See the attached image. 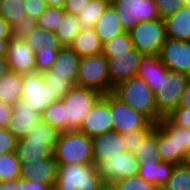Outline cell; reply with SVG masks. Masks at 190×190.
<instances>
[{
	"mask_svg": "<svg viewBox=\"0 0 190 190\" xmlns=\"http://www.w3.org/2000/svg\"><path fill=\"white\" fill-rule=\"evenodd\" d=\"M17 139L8 128L0 127V155L15 151Z\"/></svg>",
	"mask_w": 190,
	"mask_h": 190,
	"instance_id": "46",
	"label": "cell"
},
{
	"mask_svg": "<svg viewBox=\"0 0 190 190\" xmlns=\"http://www.w3.org/2000/svg\"><path fill=\"white\" fill-rule=\"evenodd\" d=\"M16 190H53L48 184L30 181L20 177L15 180Z\"/></svg>",
	"mask_w": 190,
	"mask_h": 190,
	"instance_id": "48",
	"label": "cell"
},
{
	"mask_svg": "<svg viewBox=\"0 0 190 190\" xmlns=\"http://www.w3.org/2000/svg\"><path fill=\"white\" fill-rule=\"evenodd\" d=\"M143 55L133 47L128 53L116 54L113 58H107L111 85L114 87L123 80L135 77Z\"/></svg>",
	"mask_w": 190,
	"mask_h": 190,
	"instance_id": "15",
	"label": "cell"
},
{
	"mask_svg": "<svg viewBox=\"0 0 190 190\" xmlns=\"http://www.w3.org/2000/svg\"><path fill=\"white\" fill-rule=\"evenodd\" d=\"M93 142V158L97 164L104 157L118 156L124 153L125 142L123 136L118 131L110 130L102 134L92 137Z\"/></svg>",
	"mask_w": 190,
	"mask_h": 190,
	"instance_id": "19",
	"label": "cell"
},
{
	"mask_svg": "<svg viewBox=\"0 0 190 190\" xmlns=\"http://www.w3.org/2000/svg\"><path fill=\"white\" fill-rule=\"evenodd\" d=\"M133 48L129 32H123L115 38L105 41L102 45V54L105 58H113L116 54L128 53Z\"/></svg>",
	"mask_w": 190,
	"mask_h": 190,
	"instance_id": "35",
	"label": "cell"
},
{
	"mask_svg": "<svg viewBox=\"0 0 190 190\" xmlns=\"http://www.w3.org/2000/svg\"><path fill=\"white\" fill-rule=\"evenodd\" d=\"M102 178L96 164H58L53 190H98Z\"/></svg>",
	"mask_w": 190,
	"mask_h": 190,
	"instance_id": "3",
	"label": "cell"
},
{
	"mask_svg": "<svg viewBox=\"0 0 190 190\" xmlns=\"http://www.w3.org/2000/svg\"><path fill=\"white\" fill-rule=\"evenodd\" d=\"M59 25L54 33L62 47H70L74 38L82 30L79 18L76 15L65 13Z\"/></svg>",
	"mask_w": 190,
	"mask_h": 190,
	"instance_id": "29",
	"label": "cell"
},
{
	"mask_svg": "<svg viewBox=\"0 0 190 190\" xmlns=\"http://www.w3.org/2000/svg\"><path fill=\"white\" fill-rule=\"evenodd\" d=\"M152 129H140L137 131H129L127 133L122 134L123 140L125 142V149L129 152L134 153L137 150L138 145L144 137L151 131Z\"/></svg>",
	"mask_w": 190,
	"mask_h": 190,
	"instance_id": "44",
	"label": "cell"
},
{
	"mask_svg": "<svg viewBox=\"0 0 190 190\" xmlns=\"http://www.w3.org/2000/svg\"><path fill=\"white\" fill-rule=\"evenodd\" d=\"M184 6L190 8V0H185Z\"/></svg>",
	"mask_w": 190,
	"mask_h": 190,
	"instance_id": "60",
	"label": "cell"
},
{
	"mask_svg": "<svg viewBox=\"0 0 190 190\" xmlns=\"http://www.w3.org/2000/svg\"><path fill=\"white\" fill-rule=\"evenodd\" d=\"M133 47L144 55H159L166 41V29L161 18L139 22L130 32Z\"/></svg>",
	"mask_w": 190,
	"mask_h": 190,
	"instance_id": "8",
	"label": "cell"
},
{
	"mask_svg": "<svg viewBox=\"0 0 190 190\" xmlns=\"http://www.w3.org/2000/svg\"><path fill=\"white\" fill-rule=\"evenodd\" d=\"M161 190H190V161L175 165L167 184Z\"/></svg>",
	"mask_w": 190,
	"mask_h": 190,
	"instance_id": "34",
	"label": "cell"
},
{
	"mask_svg": "<svg viewBox=\"0 0 190 190\" xmlns=\"http://www.w3.org/2000/svg\"><path fill=\"white\" fill-rule=\"evenodd\" d=\"M64 8L61 7H47L43 14L36 20L37 27L55 32L59 28V23L65 14Z\"/></svg>",
	"mask_w": 190,
	"mask_h": 190,
	"instance_id": "38",
	"label": "cell"
},
{
	"mask_svg": "<svg viewBox=\"0 0 190 190\" xmlns=\"http://www.w3.org/2000/svg\"><path fill=\"white\" fill-rule=\"evenodd\" d=\"M163 20L168 38L190 41V8L182 6L176 13Z\"/></svg>",
	"mask_w": 190,
	"mask_h": 190,
	"instance_id": "23",
	"label": "cell"
},
{
	"mask_svg": "<svg viewBox=\"0 0 190 190\" xmlns=\"http://www.w3.org/2000/svg\"><path fill=\"white\" fill-rule=\"evenodd\" d=\"M110 3L105 0H90L89 5L77 16L81 29H92Z\"/></svg>",
	"mask_w": 190,
	"mask_h": 190,
	"instance_id": "31",
	"label": "cell"
},
{
	"mask_svg": "<svg viewBox=\"0 0 190 190\" xmlns=\"http://www.w3.org/2000/svg\"><path fill=\"white\" fill-rule=\"evenodd\" d=\"M39 120H41V115L37 113L30 103H26L23 98H20L13 105L12 115L7 128L19 140L24 138Z\"/></svg>",
	"mask_w": 190,
	"mask_h": 190,
	"instance_id": "17",
	"label": "cell"
},
{
	"mask_svg": "<svg viewBox=\"0 0 190 190\" xmlns=\"http://www.w3.org/2000/svg\"><path fill=\"white\" fill-rule=\"evenodd\" d=\"M157 6V11L161 19H165L176 13L182 6L185 0H154Z\"/></svg>",
	"mask_w": 190,
	"mask_h": 190,
	"instance_id": "43",
	"label": "cell"
},
{
	"mask_svg": "<svg viewBox=\"0 0 190 190\" xmlns=\"http://www.w3.org/2000/svg\"><path fill=\"white\" fill-rule=\"evenodd\" d=\"M9 40H0V57H6Z\"/></svg>",
	"mask_w": 190,
	"mask_h": 190,
	"instance_id": "58",
	"label": "cell"
},
{
	"mask_svg": "<svg viewBox=\"0 0 190 190\" xmlns=\"http://www.w3.org/2000/svg\"><path fill=\"white\" fill-rule=\"evenodd\" d=\"M105 1L111 4L114 0H105Z\"/></svg>",
	"mask_w": 190,
	"mask_h": 190,
	"instance_id": "61",
	"label": "cell"
},
{
	"mask_svg": "<svg viewBox=\"0 0 190 190\" xmlns=\"http://www.w3.org/2000/svg\"><path fill=\"white\" fill-rule=\"evenodd\" d=\"M158 56L170 71L179 72L190 77V41L167 37Z\"/></svg>",
	"mask_w": 190,
	"mask_h": 190,
	"instance_id": "13",
	"label": "cell"
},
{
	"mask_svg": "<svg viewBox=\"0 0 190 190\" xmlns=\"http://www.w3.org/2000/svg\"><path fill=\"white\" fill-rule=\"evenodd\" d=\"M112 93L134 110L143 113L155 124L163 118L157 111L153 91L138 76L119 82L113 87Z\"/></svg>",
	"mask_w": 190,
	"mask_h": 190,
	"instance_id": "1",
	"label": "cell"
},
{
	"mask_svg": "<svg viewBox=\"0 0 190 190\" xmlns=\"http://www.w3.org/2000/svg\"><path fill=\"white\" fill-rule=\"evenodd\" d=\"M24 74L13 71L0 79V102L14 105L21 98Z\"/></svg>",
	"mask_w": 190,
	"mask_h": 190,
	"instance_id": "27",
	"label": "cell"
},
{
	"mask_svg": "<svg viewBox=\"0 0 190 190\" xmlns=\"http://www.w3.org/2000/svg\"><path fill=\"white\" fill-rule=\"evenodd\" d=\"M102 95L97 90L76 85L67 92L62 98L65 104L67 131H79L93 105Z\"/></svg>",
	"mask_w": 190,
	"mask_h": 190,
	"instance_id": "5",
	"label": "cell"
},
{
	"mask_svg": "<svg viewBox=\"0 0 190 190\" xmlns=\"http://www.w3.org/2000/svg\"><path fill=\"white\" fill-rule=\"evenodd\" d=\"M57 166L58 164L52 154L47 158L24 163L21 169V177L30 181L48 184L54 189Z\"/></svg>",
	"mask_w": 190,
	"mask_h": 190,
	"instance_id": "18",
	"label": "cell"
},
{
	"mask_svg": "<svg viewBox=\"0 0 190 190\" xmlns=\"http://www.w3.org/2000/svg\"><path fill=\"white\" fill-rule=\"evenodd\" d=\"M94 30L102 43L125 32L122 27L120 17L112 4H109L105 12L95 23Z\"/></svg>",
	"mask_w": 190,
	"mask_h": 190,
	"instance_id": "24",
	"label": "cell"
},
{
	"mask_svg": "<svg viewBox=\"0 0 190 190\" xmlns=\"http://www.w3.org/2000/svg\"><path fill=\"white\" fill-rule=\"evenodd\" d=\"M102 96L109 102L114 131L124 134L129 131L153 129L155 127V123L147 116L131 108L112 92L103 94Z\"/></svg>",
	"mask_w": 190,
	"mask_h": 190,
	"instance_id": "6",
	"label": "cell"
},
{
	"mask_svg": "<svg viewBox=\"0 0 190 190\" xmlns=\"http://www.w3.org/2000/svg\"><path fill=\"white\" fill-rule=\"evenodd\" d=\"M15 153L21 165H23L24 163L50 157L53 150L48 145L28 144V142L17 140Z\"/></svg>",
	"mask_w": 190,
	"mask_h": 190,
	"instance_id": "30",
	"label": "cell"
},
{
	"mask_svg": "<svg viewBox=\"0 0 190 190\" xmlns=\"http://www.w3.org/2000/svg\"><path fill=\"white\" fill-rule=\"evenodd\" d=\"M98 190H119L115 181H102Z\"/></svg>",
	"mask_w": 190,
	"mask_h": 190,
	"instance_id": "54",
	"label": "cell"
},
{
	"mask_svg": "<svg viewBox=\"0 0 190 190\" xmlns=\"http://www.w3.org/2000/svg\"><path fill=\"white\" fill-rule=\"evenodd\" d=\"M41 74L49 89L52 90L57 99H62L74 86L70 81L64 80V77L53 76L50 70Z\"/></svg>",
	"mask_w": 190,
	"mask_h": 190,
	"instance_id": "39",
	"label": "cell"
},
{
	"mask_svg": "<svg viewBox=\"0 0 190 190\" xmlns=\"http://www.w3.org/2000/svg\"><path fill=\"white\" fill-rule=\"evenodd\" d=\"M109 102L101 96L93 105L79 131L89 137L113 130V120Z\"/></svg>",
	"mask_w": 190,
	"mask_h": 190,
	"instance_id": "16",
	"label": "cell"
},
{
	"mask_svg": "<svg viewBox=\"0 0 190 190\" xmlns=\"http://www.w3.org/2000/svg\"><path fill=\"white\" fill-rule=\"evenodd\" d=\"M59 133L60 132L56 128L50 126L41 119L30 131H28L24 138L18 141L28 142V144L48 145L54 151Z\"/></svg>",
	"mask_w": 190,
	"mask_h": 190,
	"instance_id": "26",
	"label": "cell"
},
{
	"mask_svg": "<svg viewBox=\"0 0 190 190\" xmlns=\"http://www.w3.org/2000/svg\"><path fill=\"white\" fill-rule=\"evenodd\" d=\"M176 142L178 143V150H184L187 154V128L176 126Z\"/></svg>",
	"mask_w": 190,
	"mask_h": 190,
	"instance_id": "51",
	"label": "cell"
},
{
	"mask_svg": "<svg viewBox=\"0 0 190 190\" xmlns=\"http://www.w3.org/2000/svg\"><path fill=\"white\" fill-rule=\"evenodd\" d=\"M11 39V26L0 16V40Z\"/></svg>",
	"mask_w": 190,
	"mask_h": 190,
	"instance_id": "52",
	"label": "cell"
},
{
	"mask_svg": "<svg viewBox=\"0 0 190 190\" xmlns=\"http://www.w3.org/2000/svg\"><path fill=\"white\" fill-rule=\"evenodd\" d=\"M41 119L59 132L67 131V120H65V104L62 99L54 101L41 114Z\"/></svg>",
	"mask_w": 190,
	"mask_h": 190,
	"instance_id": "32",
	"label": "cell"
},
{
	"mask_svg": "<svg viewBox=\"0 0 190 190\" xmlns=\"http://www.w3.org/2000/svg\"><path fill=\"white\" fill-rule=\"evenodd\" d=\"M119 190H159L154 184L145 181L138 174L115 181Z\"/></svg>",
	"mask_w": 190,
	"mask_h": 190,
	"instance_id": "40",
	"label": "cell"
},
{
	"mask_svg": "<svg viewBox=\"0 0 190 190\" xmlns=\"http://www.w3.org/2000/svg\"><path fill=\"white\" fill-rule=\"evenodd\" d=\"M89 2L90 0H66L64 10L68 14L78 16L89 5Z\"/></svg>",
	"mask_w": 190,
	"mask_h": 190,
	"instance_id": "49",
	"label": "cell"
},
{
	"mask_svg": "<svg viewBox=\"0 0 190 190\" xmlns=\"http://www.w3.org/2000/svg\"><path fill=\"white\" fill-rule=\"evenodd\" d=\"M189 76L168 70L165 76H161L158 91L154 94L157 111L166 117L176 109L186 88Z\"/></svg>",
	"mask_w": 190,
	"mask_h": 190,
	"instance_id": "7",
	"label": "cell"
},
{
	"mask_svg": "<svg viewBox=\"0 0 190 190\" xmlns=\"http://www.w3.org/2000/svg\"><path fill=\"white\" fill-rule=\"evenodd\" d=\"M0 190H16L15 180L0 182Z\"/></svg>",
	"mask_w": 190,
	"mask_h": 190,
	"instance_id": "56",
	"label": "cell"
},
{
	"mask_svg": "<svg viewBox=\"0 0 190 190\" xmlns=\"http://www.w3.org/2000/svg\"><path fill=\"white\" fill-rule=\"evenodd\" d=\"M6 60L10 71L20 74L36 72L35 51L23 39L9 40Z\"/></svg>",
	"mask_w": 190,
	"mask_h": 190,
	"instance_id": "14",
	"label": "cell"
},
{
	"mask_svg": "<svg viewBox=\"0 0 190 190\" xmlns=\"http://www.w3.org/2000/svg\"><path fill=\"white\" fill-rule=\"evenodd\" d=\"M140 162L143 159H161L157 144V123L155 127L144 137L133 153Z\"/></svg>",
	"mask_w": 190,
	"mask_h": 190,
	"instance_id": "36",
	"label": "cell"
},
{
	"mask_svg": "<svg viewBox=\"0 0 190 190\" xmlns=\"http://www.w3.org/2000/svg\"><path fill=\"white\" fill-rule=\"evenodd\" d=\"M48 7H61L64 8L66 0H45Z\"/></svg>",
	"mask_w": 190,
	"mask_h": 190,
	"instance_id": "57",
	"label": "cell"
},
{
	"mask_svg": "<svg viewBox=\"0 0 190 190\" xmlns=\"http://www.w3.org/2000/svg\"><path fill=\"white\" fill-rule=\"evenodd\" d=\"M139 165L135 155L126 151L118 156L102 158L96 168L103 181H116L137 175Z\"/></svg>",
	"mask_w": 190,
	"mask_h": 190,
	"instance_id": "10",
	"label": "cell"
},
{
	"mask_svg": "<svg viewBox=\"0 0 190 190\" xmlns=\"http://www.w3.org/2000/svg\"><path fill=\"white\" fill-rule=\"evenodd\" d=\"M12 111L13 105L0 102V127L7 128Z\"/></svg>",
	"mask_w": 190,
	"mask_h": 190,
	"instance_id": "50",
	"label": "cell"
},
{
	"mask_svg": "<svg viewBox=\"0 0 190 190\" xmlns=\"http://www.w3.org/2000/svg\"><path fill=\"white\" fill-rule=\"evenodd\" d=\"M24 7L26 16L37 20L48 6L45 0H28L24 2Z\"/></svg>",
	"mask_w": 190,
	"mask_h": 190,
	"instance_id": "47",
	"label": "cell"
},
{
	"mask_svg": "<svg viewBox=\"0 0 190 190\" xmlns=\"http://www.w3.org/2000/svg\"><path fill=\"white\" fill-rule=\"evenodd\" d=\"M111 4L126 32H130L141 21L160 18L154 0H114Z\"/></svg>",
	"mask_w": 190,
	"mask_h": 190,
	"instance_id": "9",
	"label": "cell"
},
{
	"mask_svg": "<svg viewBox=\"0 0 190 190\" xmlns=\"http://www.w3.org/2000/svg\"><path fill=\"white\" fill-rule=\"evenodd\" d=\"M36 27V20L26 16L11 25V38L24 40Z\"/></svg>",
	"mask_w": 190,
	"mask_h": 190,
	"instance_id": "41",
	"label": "cell"
},
{
	"mask_svg": "<svg viewBox=\"0 0 190 190\" xmlns=\"http://www.w3.org/2000/svg\"><path fill=\"white\" fill-rule=\"evenodd\" d=\"M21 98L30 103L40 115L54 101L58 100L49 89L41 73L24 74Z\"/></svg>",
	"mask_w": 190,
	"mask_h": 190,
	"instance_id": "12",
	"label": "cell"
},
{
	"mask_svg": "<svg viewBox=\"0 0 190 190\" xmlns=\"http://www.w3.org/2000/svg\"><path fill=\"white\" fill-rule=\"evenodd\" d=\"M75 85L97 90L101 94L112 92L108 59L102 53L82 57Z\"/></svg>",
	"mask_w": 190,
	"mask_h": 190,
	"instance_id": "4",
	"label": "cell"
},
{
	"mask_svg": "<svg viewBox=\"0 0 190 190\" xmlns=\"http://www.w3.org/2000/svg\"><path fill=\"white\" fill-rule=\"evenodd\" d=\"M9 66L6 57H0V79L8 73Z\"/></svg>",
	"mask_w": 190,
	"mask_h": 190,
	"instance_id": "55",
	"label": "cell"
},
{
	"mask_svg": "<svg viewBox=\"0 0 190 190\" xmlns=\"http://www.w3.org/2000/svg\"><path fill=\"white\" fill-rule=\"evenodd\" d=\"M23 0H2L0 6V16L6 20L9 25H13L18 20L26 17Z\"/></svg>",
	"mask_w": 190,
	"mask_h": 190,
	"instance_id": "37",
	"label": "cell"
},
{
	"mask_svg": "<svg viewBox=\"0 0 190 190\" xmlns=\"http://www.w3.org/2000/svg\"><path fill=\"white\" fill-rule=\"evenodd\" d=\"M167 117L176 125L182 128L190 127V108L178 106Z\"/></svg>",
	"mask_w": 190,
	"mask_h": 190,
	"instance_id": "45",
	"label": "cell"
},
{
	"mask_svg": "<svg viewBox=\"0 0 190 190\" xmlns=\"http://www.w3.org/2000/svg\"><path fill=\"white\" fill-rule=\"evenodd\" d=\"M102 45L99 36L92 29H83L74 38L70 48L81 58L102 53Z\"/></svg>",
	"mask_w": 190,
	"mask_h": 190,
	"instance_id": "25",
	"label": "cell"
},
{
	"mask_svg": "<svg viewBox=\"0 0 190 190\" xmlns=\"http://www.w3.org/2000/svg\"><path fill=\"white\" fill-rule=\"evenodd\" d=\"M53 157L57 164H92V137L80 131L60 132L54 147Z\"/></svg>",
	"mask_w": 190,
	"mask_h": 190,
	"instance_id": "2",
	"label": "cell"
},
{
	"mask_svg": "<svg viewBox=\"0 0 190 190\" xmlns=\"http://www.w3.org/2000/svg\"><path fill=\"white\" fill-rule=\"evenodd\" d=\"M21 169L22 165L15 151L0 155V182L19 179Z\"/></svg>",
	"mask_w": 190,
	"mask_h": 190,
	"instance_id": "33",
	"label": "cell"
},
{
	"mask_svg": "<svg viewBox=\"0 0 190 190\" xmlns=\"http://www.w3.org/2000/svg\"><path fill=\"white\" fill-rule=\"evenodd\" d=\"M80 59L81 57L70 47H62L50 71L53 73V76L64 77V80H68L75 85Z\"/></svg>",
	"mask_w": 190,
	"mask_h": 190,
	"instance_id": "21",
	"label": "cell"
},
{
	"mask_svg": "<svg viewBox=\"0 0 190 190\" xmlns=\"http://www.w3.org/2000/svg\"><path fill=\"white\" fill-rule=\"evenodd\" d=\"M187 138H188L187 155L190 157V127L187 128Z\"/></svg>",
	"mask_w": 190,
	"mask_h": 190,
	"instance_id": "59",
	"label": "cell"
},
{
	"mask_svg": "<svg viewBox=\"0 0 190 190\" xmlns=\"http://www.w3.org/2000/svg\"><path fill=\"white\" fill-rule=\"evenodd\" d=\"M24 41L34 51L60 50L62 48L54 32H49L39 27H36Z\"/></svg>",
	"mask_w": 190,
	"mask_h": 190,
	"instance_id": "28",
	"label": "cell"
},
{
	"mask_svg": "<svg viewBox=\"0 0 190 190\" xmlns=\"http://www.w3.org/2000/svg\"><path fill=\"white\" fill-rule=\"evenodd\" d=\"M59 50H39L35 51L36 56V72L43 73L49 71L52 64L57 59Z\"/></svg>",
	"mask_w": 190,
	"mask_h": 190,
	"instance_id": "42",
	"label": "cell"
},
{
	"mask_svg": "<svg viewBox=\"0 0 190 190\" xmlns=\"http://www.w3.org/2000/svg\"><path fill=\"white\" fill-rule=\"evenodd\" d=\"M138 175L161 190L170 178L174 164L161 159H143L139 162Z\"/></svg>",
	"mask_w": 190,
	"mask_h": 190,
	"instance_id": "20",
	"label": "cell"
},
{
	"mask_svg": "<svg viewBox=\"0 0 190 190\" xmlns=\"http://www.w3.org/2000/svg\"><path fill=\"white\" fill-rule=\"evenodd\" d=\"M179 106L190 108V78L187 82L186 88L182 94L181 102Z\"/></svg>",
	"mask_w": 190,
	"mask_h": 190,
	"instance_id": "53",
	"label": "cell"
},
{
	"mask_svg": "<svg viewBox=\"0 0 190 190\" xmlns=\"http://www.w3.org/2000/svg\"><path fill=\"white\" fill-rule=\"evenodd\" d=\"M168 70L158 55H143L136 76L143 79L155 94L158 91L161 76H165Z\"/></svg>",
	"mask_w": 190,
	"mask_h": 190,
	"instance_id": "22",
	"label": "cell"
},
{
	"mask_svg": "<svg viewBox=\"0 0 190 190\" xmlns=\"http://www.w3.org/2000/svg\"><path fill=\"white\" fill-rule=\"evenodd\" d=\"M157 144L162 161L174 165L190 161L184 150H178L176 142V125L166 116L157 123Z\"/></svg>",
	"mask_w": 190,
	"mask_h": 190,
	"instance_id": "11",
	"label": "cell"
}]
</instances>
